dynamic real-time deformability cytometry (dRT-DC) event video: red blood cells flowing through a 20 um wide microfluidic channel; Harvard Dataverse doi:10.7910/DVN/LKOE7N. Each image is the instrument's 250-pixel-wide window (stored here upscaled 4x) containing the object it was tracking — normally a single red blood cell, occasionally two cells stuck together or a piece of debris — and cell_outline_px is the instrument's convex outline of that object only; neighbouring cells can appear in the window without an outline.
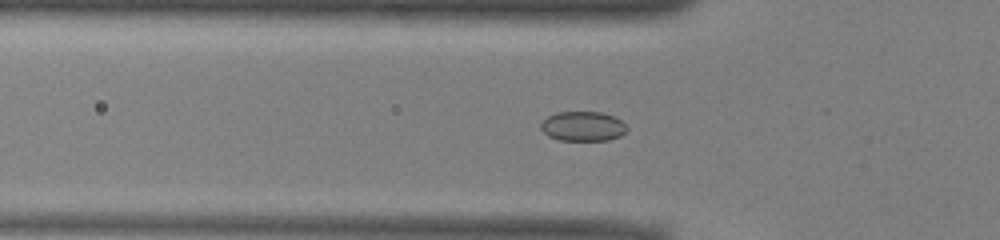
{"species": "common noctule bat (a hibernating species)", "species_latin": "Nyctalus noctula", "temperature_condition": "warm", "stored_images_in_passage": 46, "camera_frame_rate_fps": 3000, "um_per_image_px": 0.085, "animal": {"sex": "male", "body_mass_g": 13.0, "forearm_length_mm": 53.1}, "frame": {"image": 1, "passage_image": 10, "time_ms": 3.0, "image_size_px": [1000, 240], "cell_outline_px": [[628, 128], [620, 136], [608, 140], [560, 140], [548, 136], [540, 128], [540, 124], [548, 116], [556, 112], [600, 112], [616, 116]], "centroid_in_image_um": [49.54, 10.73], "position_along_channel_um": 76.3, "area_um2": 14.85}}
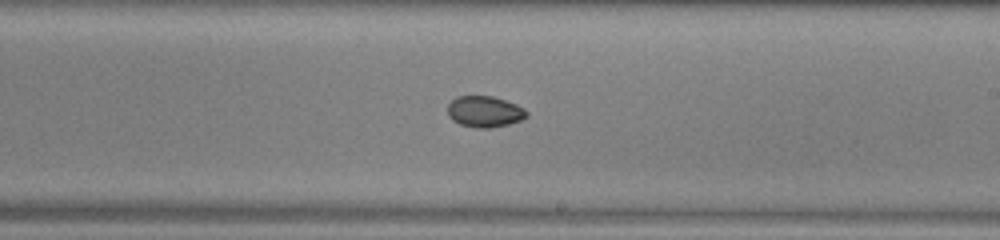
{"frame": {"image": 2, "passage_image": 23, "time_ms": 7.333, "image_size_px": [1000, 240], "cell_outline_px": [[528, 116], [520, 120], [508, 124], [488, 128], [476, 128], [460, 124], [452, 120], [448, 116], [448, 104], [456, 96], [492, 96], [516, 104], [524, 108], [528, 112]], "centroid_in_image_um": [41.18, 9.48], "position_along_channel_um": 247.8, "area_um2": 14.33}}
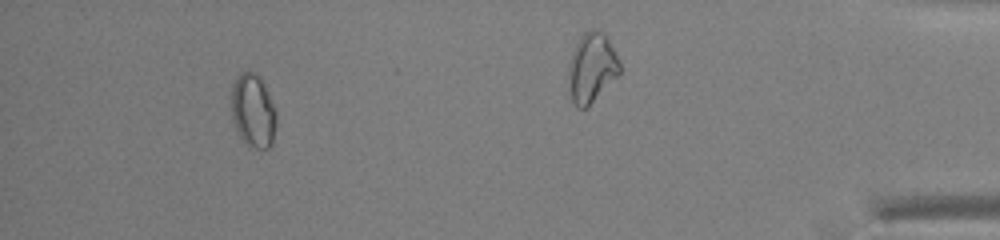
{"frame": {"image": 3, "passage_image": 41, "time_ms": 13.333, "image_size_px": [1000, 240], "cell_outline_px": [[276, 124], [272, 144], [268, 148], [252, 152], [240, 136], [232, 120], [232, 84], [236, 76], [240, 72], [256, 72], [260, 76], [264, 84], [276, 112]], "centroid_in_image_um": [21.51, 9.46], "position_along_channel_um": 413.7, "area_um2": 19.59}, "authors_computed_cell_mechanics": {"area_um2": 15.1147, "velocity_mm_per_s": 3.9579, "shape_relaxation_time_tau1_ms": null, "shape_relaxation_time_tau2_ms": 3.2086, "deformation_change_tau1": null, "deformation_change_tau2": 0.0379}}